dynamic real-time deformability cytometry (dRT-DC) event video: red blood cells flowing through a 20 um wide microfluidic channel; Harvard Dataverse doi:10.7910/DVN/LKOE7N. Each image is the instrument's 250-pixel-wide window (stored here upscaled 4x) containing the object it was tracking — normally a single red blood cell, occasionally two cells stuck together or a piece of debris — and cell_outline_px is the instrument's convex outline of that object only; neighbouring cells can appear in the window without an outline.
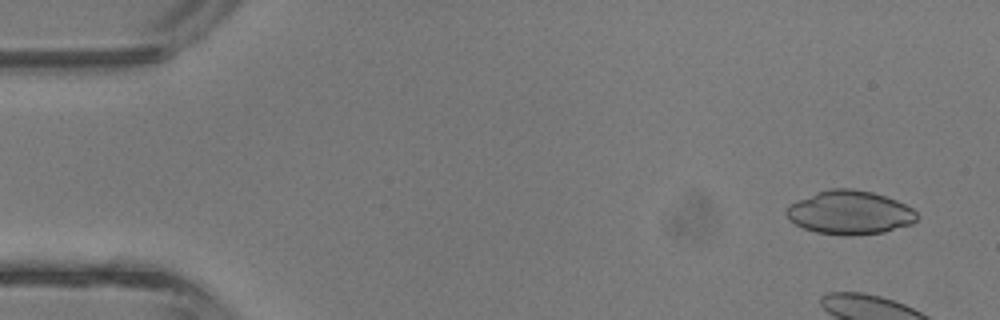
{"species": "common noctule bat (a hibernating species)", "species_latin": "Nyctalus noctula", "temperature_condition": "room temperature", "stored_images_in_passage": 7, "camera_frame_rate_fps": 3000, "um_per_image_px": 0.085, "animal": {"sex": "male", "body_mass_g": 13.3}, "frame": {"image": 1, "passage_image": 3, "time_ms": 0.667, "image_size_px": [1000, 320], "cell_outline_px": [[916, 220], [912, 224], [884, 232], [852, 236], [844, 236], [816, 232], [804, 228], [788, 220], [784, 212], [788, 204], [796, 200], [816, 192], [828, 188], [852, 188], [872, 192], [896, 200], [912, 208], [916, 212]], "centroid_in_image_um": [72.18, 18.07], "position_along_channel_um": 12.8, "area_um2": 33.52}}